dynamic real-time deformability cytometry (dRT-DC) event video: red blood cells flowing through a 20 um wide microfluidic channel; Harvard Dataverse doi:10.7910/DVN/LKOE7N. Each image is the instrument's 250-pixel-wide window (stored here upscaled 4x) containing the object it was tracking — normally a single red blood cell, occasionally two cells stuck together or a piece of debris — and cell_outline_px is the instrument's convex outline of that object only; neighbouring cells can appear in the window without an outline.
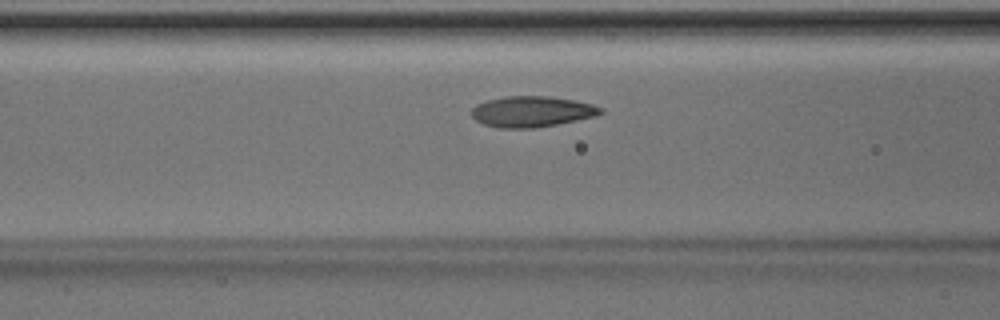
{"species": "Egyptian fruit bat (a non-hibernating species)", "species_latin": "Rousettus aegyptiacus", "temperature_condition": "room temperature", "stored_images_in_passage": 36, "camera_frame_rate_fps": 3000, "um_per_image_px": 0.085, "animal": {"sex": "male"}, "frame": {"image": 1, "passage_image": 7, "time_ms": 2.0, "image_size_px": [1000, 320], "cell_outline_px": [[604, 112], [596, 116], [536, 128], [500, 128], [484, 124], [476, 120], [472, 116], [472, 108], [476, 104], [488, 100], [504, 96], [548, 96], [572, 100], [592, 104], [604, 108]], "centroid_in_image_um": [45.21, 9.48], "position_along_channel_um": 121.4, "area_um2": 23.12}}
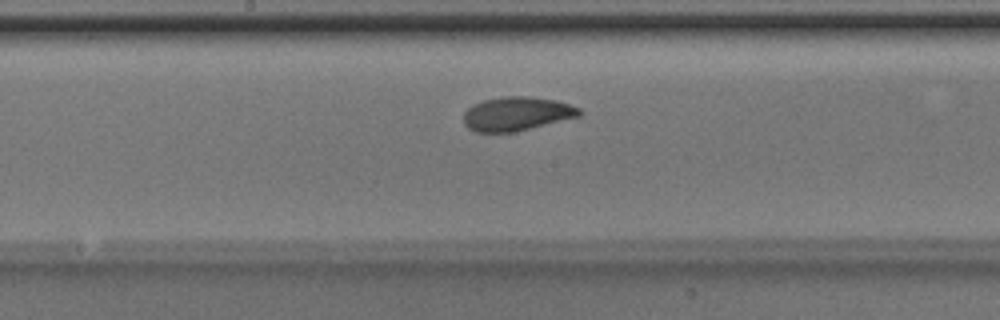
{"frame": {"image": 2, "passage_image": 13, "time_ms": 4.0, "image_size_px": [1000, 320], "cell_outline_px": [[584, 112], [580, 116], [516, 132], [476, 132], [468, 128], [464, 124], [464, 112], [472, 104], [484, 100], [504, 96], [528, 96], [556, 100], [580, 108]], "centroid_in_image_um": [43.93, 9.67], "position_along_channel_um": 204.3, "area_um2": 23.0}}
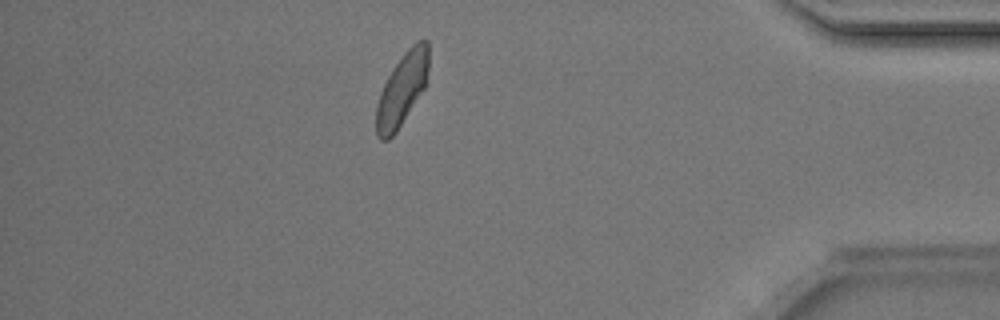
{"frame": {"image": 3, "passage_image": 30, "time_ms": 9.667, "image_size_px": [1000, 320], "cell_outline_px": [[428, 68], [424, 88], [396, 132], [388, 140], [380, 140], [376, 136], [376, 104], [380, 92], [392, 68], [404, 52], [416, 40], [428, 40]], "centroid_in_image_um": [34.15, 7.6], "position_along_channel_um": 401.1, "area_um2": 22.02}}